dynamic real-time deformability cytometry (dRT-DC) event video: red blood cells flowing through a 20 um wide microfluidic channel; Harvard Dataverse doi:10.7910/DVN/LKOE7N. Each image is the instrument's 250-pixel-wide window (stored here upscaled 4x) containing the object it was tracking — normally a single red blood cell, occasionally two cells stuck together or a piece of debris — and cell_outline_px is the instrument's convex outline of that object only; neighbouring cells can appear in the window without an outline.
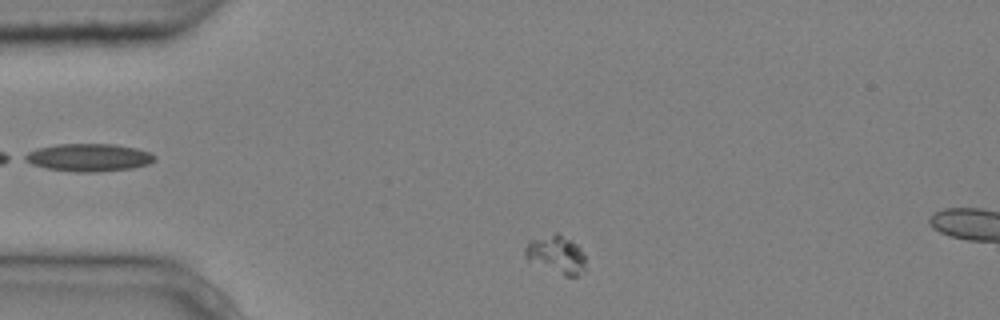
{"species": "common noctule bat (a hibernating species)", "species_latin": "Nyctalus noctula", "temperature_condition": "cold", "stored_images_in_passage": 5, "camera_frame_rate_fps": 3000, "um_per_image_px": 0.085, "animal": {"sex": "male", "body_mass_g": 20.4}, "frame": {"image": 1, "passage_image": 5, "time_ms": 1.333, "image_size_px": [1000, 320], "cell_outline_px": [[584, 272], [576, 276], [564, 276], [528, 260], [524, 256], [524, 248], [528, 240], [556, 232], [572, 240], [580, 248], [584, 256]], "centroid_in_image_um": [47.26, 21.62], "position_along_channel_um": 37.7, "area_um2": 13.47}}